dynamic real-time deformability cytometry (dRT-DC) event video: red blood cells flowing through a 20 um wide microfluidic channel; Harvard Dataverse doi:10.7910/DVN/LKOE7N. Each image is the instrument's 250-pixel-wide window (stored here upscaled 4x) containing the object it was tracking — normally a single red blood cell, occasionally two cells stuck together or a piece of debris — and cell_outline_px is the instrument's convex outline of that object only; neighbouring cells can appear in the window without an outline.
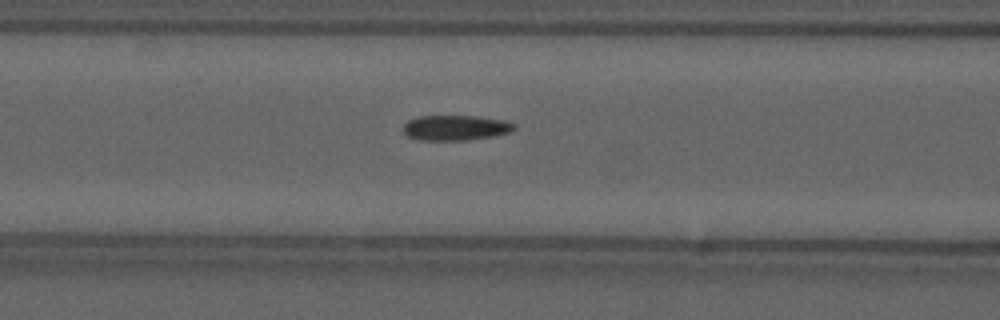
{"species": "common noctule bat (a hibernating species)", "species_latin": "Nyctalus noctula", "temperature_condition": "cold", "stored_images_in_passage": 12, "camera_frame_rate_fps": 3000, "um_per_image_px": 0.085, "animal": {"sex": "male", "forearm_length_mm": 52.5}, "frame": {"image": 1, "passage_image": 10, "time_ms": 3.0, "image_size_px": [1000, 320], "cell_outline_px": [[516, 128], [512, 132], [492, 136], [464, 140], [420, 140], [408, 136], [404, 132], [404, 124], [408, 120], [416, 116], [480, 116], [504, 120], [516, 124]], "centroid_in_image_um": [38.75, 10.85], "position_along_channel_um": 127.9, "area_um2": 16.36}}